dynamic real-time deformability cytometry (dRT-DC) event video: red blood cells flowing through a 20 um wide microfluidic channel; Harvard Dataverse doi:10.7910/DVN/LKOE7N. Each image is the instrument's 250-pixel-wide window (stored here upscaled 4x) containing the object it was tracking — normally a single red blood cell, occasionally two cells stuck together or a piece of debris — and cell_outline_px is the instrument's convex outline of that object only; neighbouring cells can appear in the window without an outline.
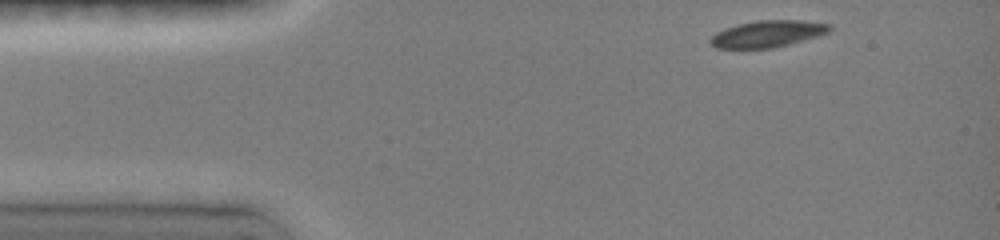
{"species": "common noctule bat (a hibernating species)", "species_latin": "Nyctalus noctula", "temperature_condition": "room temperature", "stored_images_in_passage": 4, "camera_frame_rate_fps": 3000, "um_per_image_px": 0.085, "animal": {"sex": "female", "body_mass_g": 19.0, "forearm_length_mm": 51.5}, "frame": {"image": 1, "passage_image": 1, "time_ms": 0.0, "image_size_px": [1000, 240], "cell_outline_px": [[832, 28], [828, 32], [816, 36], [788, 44], [772, 48], [716, 48], [712, 44], [712, 36], [716, 32], [740, 24], [756, 20], [800, 20], [828, 24]], "centroid_in_image_um": [65.25, 2.87], "position_along_channel_um": 19.7, "area_um2": 18.03}}
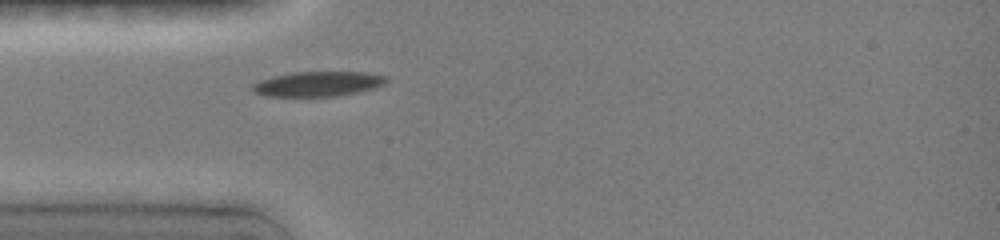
{"frame": {"image": 2, "passage_image": 4, "time_ms": 2.667, "image_size_px": [1000, 240], "cell_outline_px": [[388, 80], [372, 88], [356, 92], [332, 96], [268, 96], [256, 92], [252, 88], [252, 84], [260, 80], [272, 76], [292, 72], [364, 72], [388, 76]], "centroid_in_image_um": [26.99, 7.11], "position_along_channel_um": 58.0, "area_um2": 19.07}}